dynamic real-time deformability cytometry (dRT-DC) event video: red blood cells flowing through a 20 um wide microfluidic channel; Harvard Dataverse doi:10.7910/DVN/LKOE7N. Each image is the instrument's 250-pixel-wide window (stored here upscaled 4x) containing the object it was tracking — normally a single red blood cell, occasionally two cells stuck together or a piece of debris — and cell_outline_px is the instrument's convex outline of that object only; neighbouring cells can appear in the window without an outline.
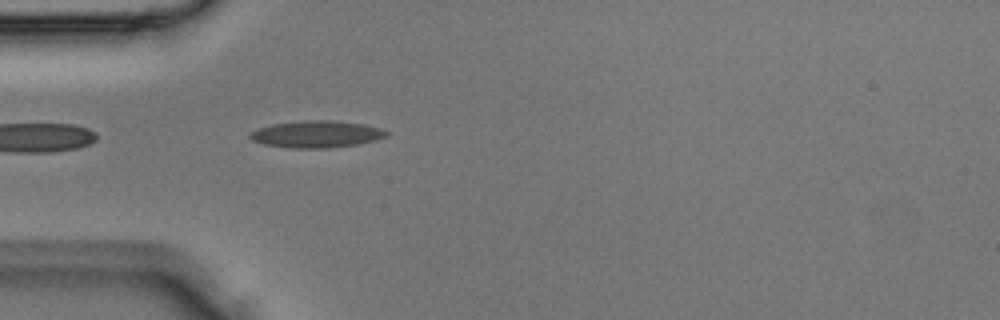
{"species": "Egyptian fruit bat (a non-hibernating species)", "species_latin": "Rousettus aegyptiacus", "temperature_condition": "room temperature", "stored_images_in_passage": 2, "camera_frame_rate_fps": 3000, "um_per_image_px": 0.085, "animal": {"sex": "male"}, "frame": {"image": 1, "passage_image": 2, "time_ms": 0.333, "image_size_px": [1000, 320], "cell_outline_px": [[392, 132], [388, 136], [376, 140], [360, 144], [332, 148], [292, 148], [264, 144], [252, 140], [248, 136], [252, 132], [260, 128], [272, 124], [304, 120], [332, 120], [364, 124], [380, 128]], "centroid_in_image_um": [26.98, 11.41], "position_along_channel_um": 58.0, "area_um2": 21.56}}